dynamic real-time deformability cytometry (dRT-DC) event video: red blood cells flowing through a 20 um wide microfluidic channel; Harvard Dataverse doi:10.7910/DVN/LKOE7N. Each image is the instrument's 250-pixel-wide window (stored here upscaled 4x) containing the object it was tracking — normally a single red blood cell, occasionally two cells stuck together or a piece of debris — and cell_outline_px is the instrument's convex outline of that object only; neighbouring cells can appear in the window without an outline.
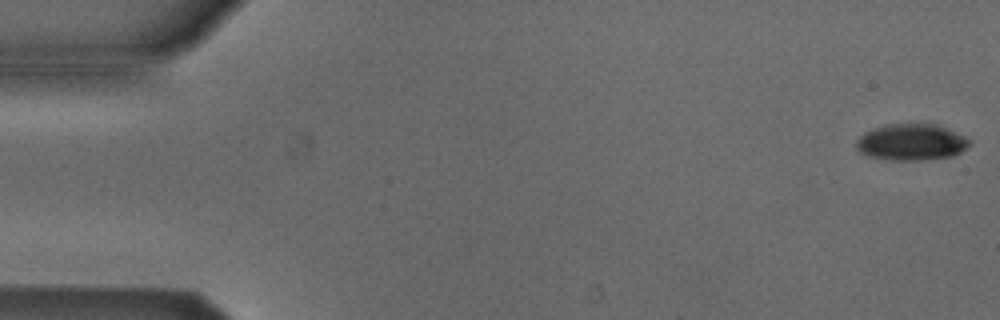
{"species": "Egyptian fruit bat (a non-hibernating species)", "species_latin": "Rousettus aegyptiacus", "temperature_condition": "cold", "stored_images_in_passage": 53, "camera_frame_rate_fps": 3000, "um_per_image_px": 0.085, "animal": {"sex": "male"}, "frame": {"image": 1, "passage_image": 1, "time_ms": 0.0, "image_size_px": [1000, 320], "cell_outline_px": [[972, 144], [960, 152], [952, 156], [920, 160], [892, 160], [864, 156], [856, 148], [856, 140], [864, 132], [872, 128], [888, 124], [936, 124], [964, 136], [972, 140]], "centroid_in_image_um": [77.44, 12.09], "position_along_channel_um": 7.6, "area_um2": 24.16}}
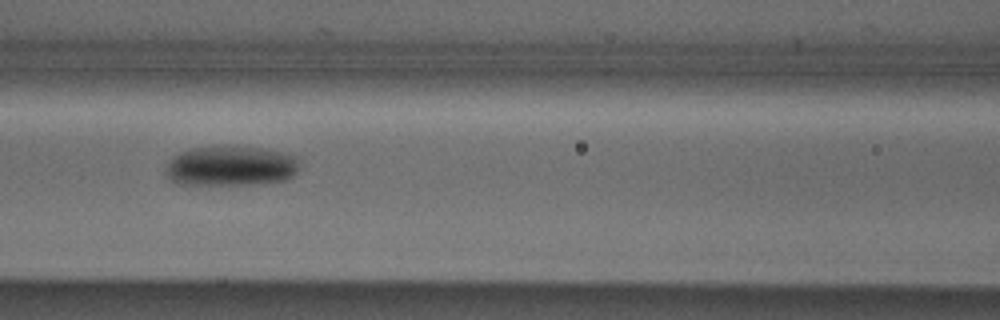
{"frame": {"image": 2, "passage_image": 23, "time_ms": 7.333, "image_size_px": [1000, 320], "cell_outline_px": [[300, 168], [292, 176], [284, 180], [252, 184], [180, 184], [172, 180], [164, 172], [164, 168], [168, 160], [172, 156], [188, 148], [260, 148], [280, 152], [296, 156]], "centroid_in_image_um": [19.58, 14.13], "position_along_channel_um": 147.0, "area_um2": 30.69}}
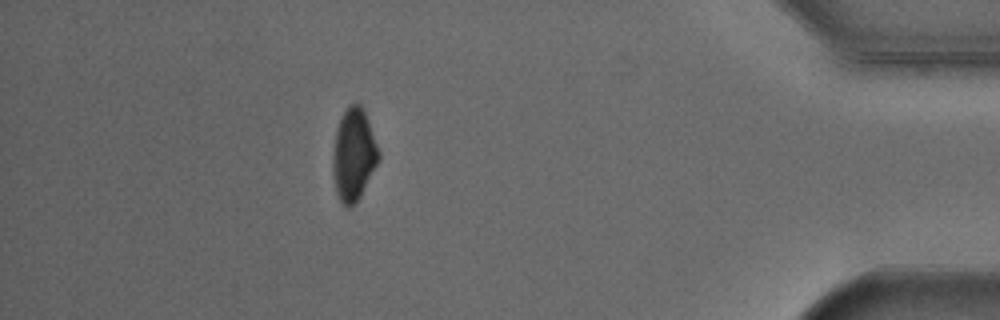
{"frame": {"image": 3, "passage_image": 47, "time_ms": 15.333, "image_size_px": [1000, 320], "cell_outline_px": [[380, 160], [360, 196], [348, 208], [344, 208], [340, 204], [336, 192], [332, 172], [332, 156], [336, 128], [348, 104], [356, 100], [364, 108], [380, 152]], "centroid_in_image_um": [30.05, 13.12], "position_along_channel_um": 405.1, "area_um2": 25.09}, "authors_computed_cell_mechanics": {"area_um2": 27.0504, "velocity_mm_per_s": 3.8716, "shape_relaxation_time_tau1_ms": 4.2605, "shape_relaxation_time_tau2_ms": null, "deformation_change_tau1": 0.0984, "deformation_change_tau2": null}}